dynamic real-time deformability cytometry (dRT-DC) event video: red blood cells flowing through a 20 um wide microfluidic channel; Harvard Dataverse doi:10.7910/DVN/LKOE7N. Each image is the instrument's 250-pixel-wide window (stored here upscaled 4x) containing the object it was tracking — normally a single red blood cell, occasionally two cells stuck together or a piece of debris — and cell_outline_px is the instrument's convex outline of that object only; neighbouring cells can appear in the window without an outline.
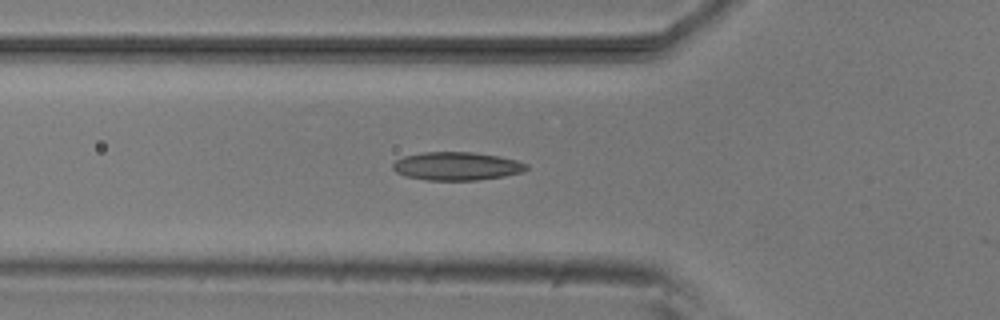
{"species": "common noctule bat (a hibernating species)", "species_latin": "Nyctalus noctula", "temperature_condition": "room temperature", "stored_images_in_passage": 19, "camera_frame_rate_fps": 3000, "um_per_image_px": 0.085, "animal": {"sex": "male", "body_mass_g": 20.5, "forearm_length_mm": 52.5}, "frame": {"image": 1, "passage_image": 18, "time_ms": 5.667, "image_size_px": [1000, 320], "cell_outline_px": [[528, 168], [520, 172], [504, 176], [476, 180], [428, 180], [404, 176], [396, 172], [392, 168], [392, 164], [396, 160], [404, 156], [424, 152], [472, 152], [500, 156], [516, 160], [528, 164]], "centroid_in_image_um": [38.8, 14.12], "position_along_channel_um": 87.0, "area_um2": 21.96}}